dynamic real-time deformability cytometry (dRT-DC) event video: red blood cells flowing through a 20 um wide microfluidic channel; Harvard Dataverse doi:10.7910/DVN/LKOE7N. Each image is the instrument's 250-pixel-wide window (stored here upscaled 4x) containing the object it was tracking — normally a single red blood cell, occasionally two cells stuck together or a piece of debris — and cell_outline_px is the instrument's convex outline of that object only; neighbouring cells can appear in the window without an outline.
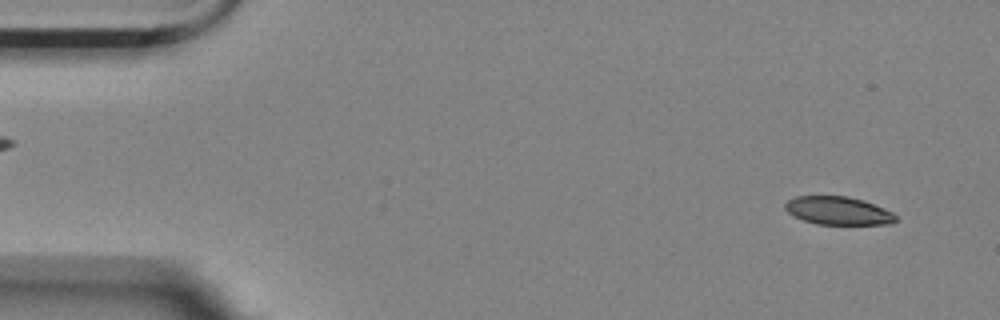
{"species": "Egyptian fruit bat (a non-hibernating species)", "species_latin": "Rousettus aegyptiacus", "temperature_condition": "room temperature", "stored_images_in_passage": 52, "camera_frame_rate_fps": 3000, "um_per_image_px": 0.085, "animal": {"sex": "female"}, "frame": {"image": 1, "passage_image": 3, "time_ms": 0.667, "image_size_px": [1000, 320], "cell_outline_px": [[896, 220], [892, 224], [816, 224], [804, 220], [788, 212], [784, 208], [784, 204], [788, 200], [796, 196], [848, 196], [864, 200], [884, 208], [892, 212], [896, 216]], "centroid_in_image_um": [71.25, 17.9], "position_along_channel_um": 13.7, "area_um2": 18.09}}
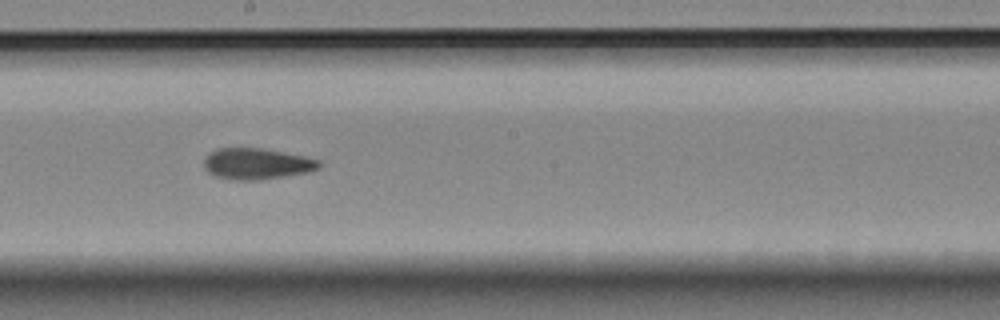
{"frame": {"image": 2, "passage_image": 30, "time_ms": 9.667, "image_size_px": [1000, 320], "cell_outline_px": [[320, 168], [308, 172], [260, 180], [232, 180], [216, 176], [208, 172], [204, 168], [204, 156], [220, 148], [260, 148], [304, 156], [320, 160]], "centroid_in_image_um": [21.81, 13.93], "position_along_channel_um": 226.4, "area_um2": 20.81}}
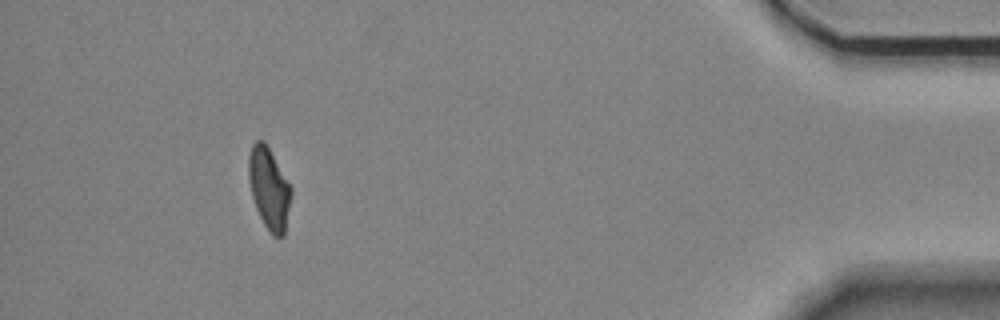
{"frame": {"image": 3, "passage_image": 51, "time_ms": 16.667, "image_size_px": [1000, 320], "cell_outline_px": [[292, 196], [284, 236], [272, 236], [264, 224], [256, 208], [252, 196], [248, 176], [248, 156], [252, 144], [256, 140], [264, 140], [292, 188]], "centroid_in_image_um": [22.87, 16.02], "position_along_channel_um": 412.3, "area_um2": 20.23}}